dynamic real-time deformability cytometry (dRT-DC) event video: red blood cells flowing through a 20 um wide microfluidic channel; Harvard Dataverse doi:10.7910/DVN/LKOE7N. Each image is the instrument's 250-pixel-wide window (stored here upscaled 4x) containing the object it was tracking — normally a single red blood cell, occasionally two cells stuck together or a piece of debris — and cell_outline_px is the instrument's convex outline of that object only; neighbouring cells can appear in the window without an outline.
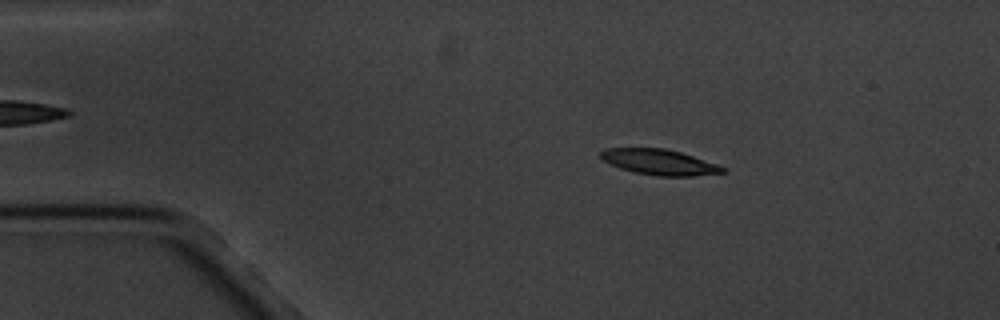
{"species": "common noctule bat (a hibernating species)", "species_latin": "Nyctalus noctula", "temperature_condition": "cold", "stored_images_in_passage": 4, "camera_frame_rate_fps": 3000, "um_per_image_px": 0.085, "animal": {"sex": "male", "body_mass_g": 20.1, "forearm_length_mm": 53.5}, "frame": {"image": 1, "passage_image": 2, "time_ms": 1.333, "image_size_px": [1000, 320], "cell_outline_px": [[724, 172], [692, 176], [656, 176], [636, 172], [620, 168], [604, 160], [600, 156], [600, 152], [604, 148], [664, 148], [680, 152], [716, 164], [724, 168]], "centroid_in_image_um": [56.01, 13.77], "position_along_channel_um": 29.0, "area_um2": 17.8}}
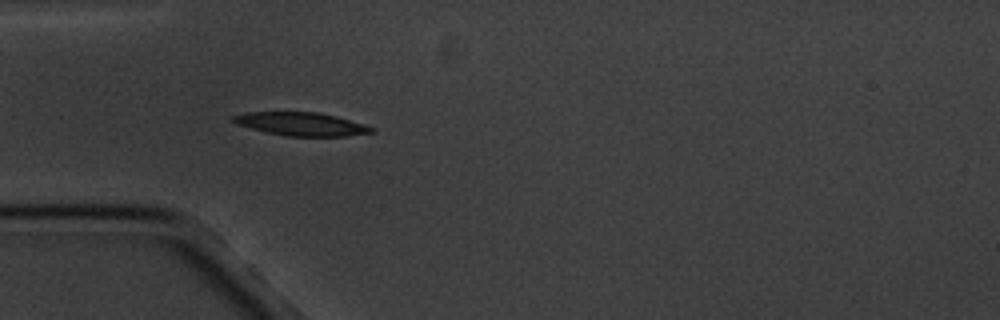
{"frame": {"image": 2, "passage_image": 4, "time_ms": 3.667, "image_size_px": [1000, 320], "cell_outline_px": [[372, 132], [344, 136], [288, 136], [268, 132], [236, 124], [228, 120], [232, 116], [244, 112], [320, 112], [336, 116], [364, 124], [372, 128]], "centroid_in_image_um": [25.53, 10.52], "position_along_channel_um": 59.5, "area_um2": 18.61}}